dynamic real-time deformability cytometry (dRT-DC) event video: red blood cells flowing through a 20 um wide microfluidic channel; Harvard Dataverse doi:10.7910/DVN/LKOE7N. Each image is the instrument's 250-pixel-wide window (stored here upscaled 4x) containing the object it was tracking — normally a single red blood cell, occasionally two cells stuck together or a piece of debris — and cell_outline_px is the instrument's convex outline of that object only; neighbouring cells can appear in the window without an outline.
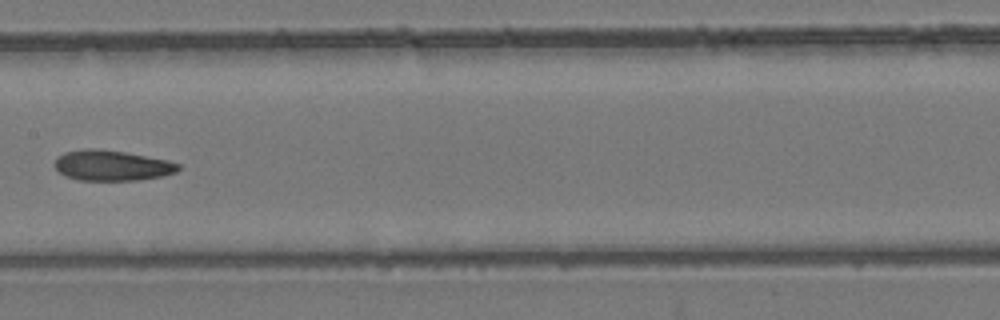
{"species": "common noctule bat (a hibernating species)", "species_latin": "Nyctalus noctula", "temperature_condition": "room temperature", "stored_images_in_passage": 10, "camera_frame_rate_fps": 3000, "um_per_image_px": 0.085, "animal": {"sex": "female", "body_mass_g": 24.6, "forearm_length_mm": 56.2}, "frame": {"image": 1, "passage_image": 9, "time_ms": 9.333, "image_size_px": [1000, 320], "cell_outline_px": [[180, 168], [176, 172], [160, 176], [136, 180], [80, 180], [64, 176], [52, 164], [64, 152], [84, 148], [96, 148], [124, 152], [168, 160], [180, 164]], "centroid_in_image_um": [9.48, 14.06], "position_along_channel_um": 197.9, "area_um2": 21.85}}
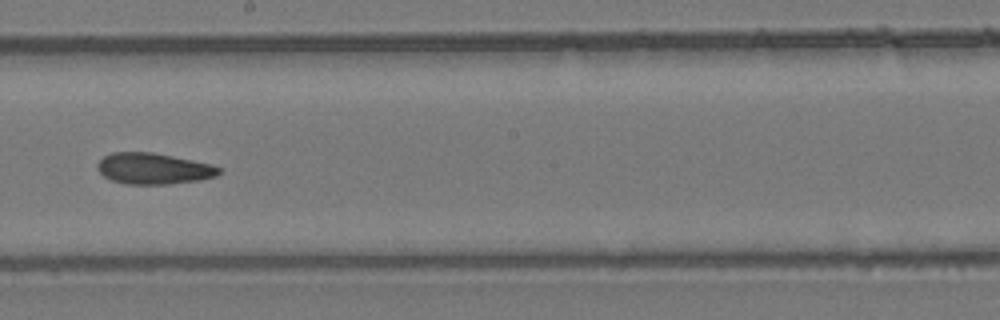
{"frame": {"image": 2, "passage_image": 10, "time_ms": 10.333, "image_size_px": [1000, 320], "cell_outline_px": [[220, 172], [216, 176], [200, 180], [168, 184], [124, 184], [112, 180], [104, 176], [96, 168], [96, 164], [104, 156], [112, 152], [152, 152], [212, 164], [220, 168]], "centroid_in_image_um": [13.03, 14.33], "position_along_channel_um": 235.2, "area_um2": 22.02}}